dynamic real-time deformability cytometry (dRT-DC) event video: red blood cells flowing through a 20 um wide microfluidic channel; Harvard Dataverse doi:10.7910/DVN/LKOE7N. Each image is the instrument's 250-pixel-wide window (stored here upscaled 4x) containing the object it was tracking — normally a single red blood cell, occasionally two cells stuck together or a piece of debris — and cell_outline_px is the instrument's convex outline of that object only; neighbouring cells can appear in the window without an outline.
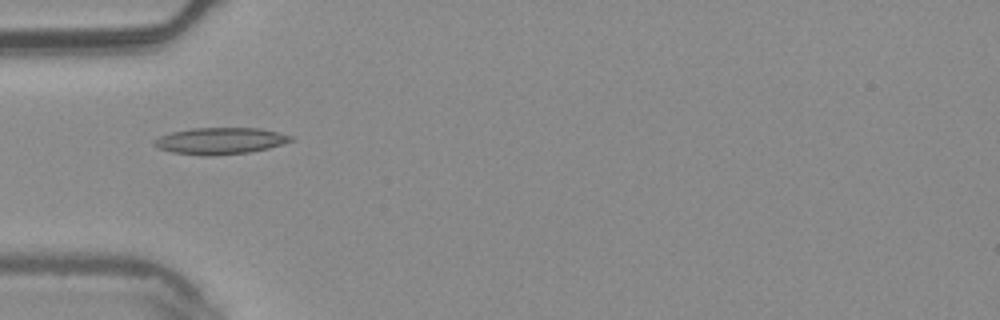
{"species": "common noctule bat (a hibernating species)", "species_latin": "Nyctalus noctula", "temperature_condition": "warm", "stored_images_in_passage": 6, "camera_frame_rate_fps": 3000, "um_per_image_px": 0.085, "animal": {"sex": "male", "body_mass_g": 20.4}, "frame": {"image": 1, "passage_image": 4, "time_ms": 1.0, "image_size_px": [1000, 320], "cell_outline_px": [[292, 140], [268, 148], [248, 152], [212, 156], [204, 156], [172, 152], [160, 148], [152, 144], [152, 140], [160, 136], [172, 132], [192, 128], [260, 128], [292, 136]], "centroid_in_image_um": [18.66, 11.97], "position_along_channel_um": 66.3, "area_um2": 20.98}}
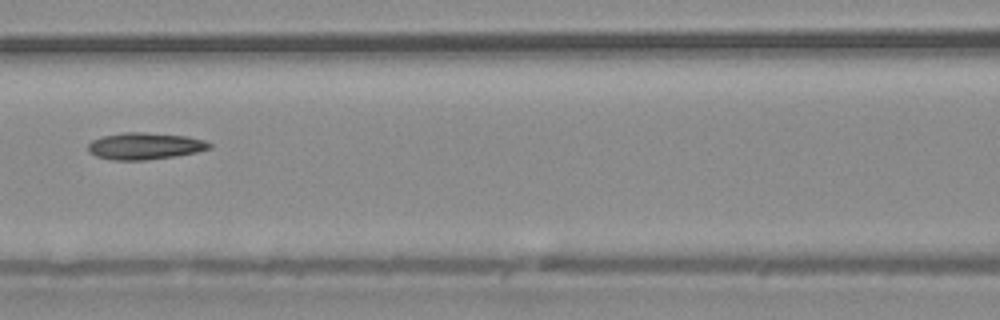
{"frame": {"image": 2, "passage_image": 6, "time_ms": 1.667, "image_size_px": [1000, 320], "cell_outline_px": [[212, 148], [196, 152], [176, 156], [144, 160], [112, 160], [96, 156], [88, 152], [88, 144], [92, 140], [104, 136], [124, 132], [144, 132], [188, 136], [204, 140], [212, 144]], "centroid_in_image_um": [12.32, 12.41], "position_along_channel_um": 154.3, "area_um2": 19.02}}